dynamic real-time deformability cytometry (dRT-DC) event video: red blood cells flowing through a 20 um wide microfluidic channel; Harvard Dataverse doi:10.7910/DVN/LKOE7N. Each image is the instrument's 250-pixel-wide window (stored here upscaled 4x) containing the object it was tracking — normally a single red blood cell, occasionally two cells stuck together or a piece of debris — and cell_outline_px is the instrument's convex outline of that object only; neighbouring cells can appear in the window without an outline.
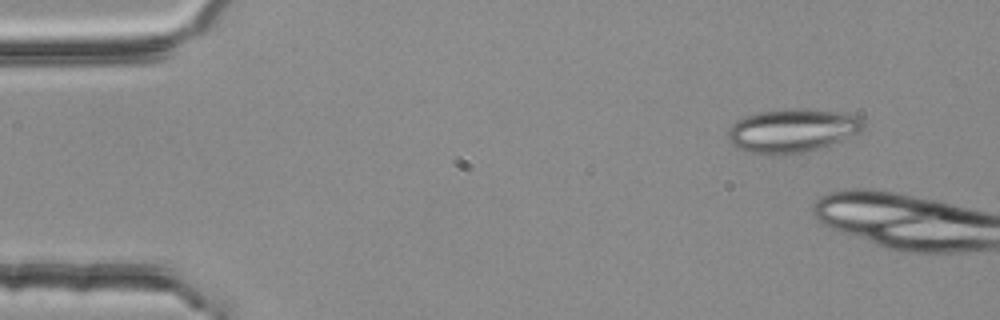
{"species": "common noctule bat (a hibernating species)", "species_latin": "Nyctalus noctula", "temperature_condition": "room temperature", "stored_images_in_passage": 4, "camera_frame_rate_fps": 3000, "um_per_image_px": 0.085, "animal": {"sex": "female", "body_mass_g": 25.1}, "frame": {"image": 1, "passage_image": 1, "time_ms": 0.0, "image_size_px": [1000, 320], "cell_outline_px": [[864, 124], [860, 132], [820, 148], [804, 152], [784, 156], [780, 156], [748, 152], [736, 148], [728, 140], [728, 128], [736, 120], [744, 116], [760, 112], [784, 108], [800, 108], [840, 112], [860, 116], [864, 120]], "centroid_in_image_um": [67.3, 11.1], "position_along_channel_um": 17.7, "area_um2": 34.8}}